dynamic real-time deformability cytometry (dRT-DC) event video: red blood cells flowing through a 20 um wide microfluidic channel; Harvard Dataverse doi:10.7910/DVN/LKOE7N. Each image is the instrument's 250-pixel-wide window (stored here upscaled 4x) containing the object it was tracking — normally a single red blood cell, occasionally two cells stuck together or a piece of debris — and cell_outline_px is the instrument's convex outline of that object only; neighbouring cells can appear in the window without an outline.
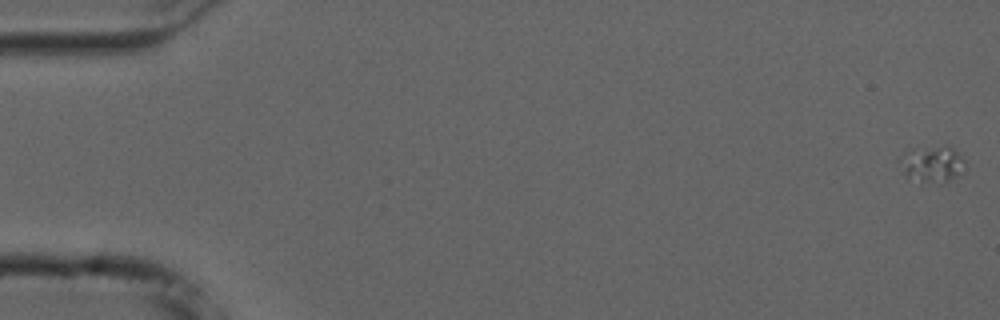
{"species": "common noctule bat (a hibernating species)", "species_latin": "Nyctalus noctula", "temperature_condition": "cold", "stored_images_in_passage": 42, "camera_frame_rate_fps": 3000, "um_per_image_px": 0.085, "animal": {"sex": "male", "forearm_length_mm": 52.5}, "frame": {"image": 1, "passage_image": 1, "time_ms": 0.0, "image_size_px": [1000, 320], "cell_outline_px": [[968, 168], [964, 172], [944, 184], [924, 180], [908, 176], [904, 172], [896, 160], [900, 156], [912, 148], [952, 148], [964, 160]], "centroid_in_image_um": [79.26, 13.96], "position_along_channel_um": 5.7, "area_um2": 13.53}}
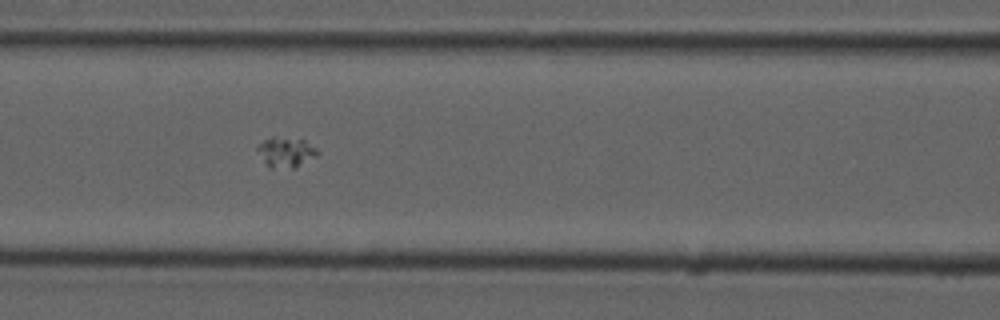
{"frame": {"image": 2, "passage_image": 24, "time_ms": 7.667, "image_size_px": [1000, 320], "cell_outline_px": [[320, 152], [316, 156], [296, 168], [268, 168], [256, 148], [264, 140], [272, 136], [304, 140], [316, 148]], "centroid_in_image_um": [24.31, 12.95], "position_along_channel_um": 142.3, "area_um2": 10.52}}
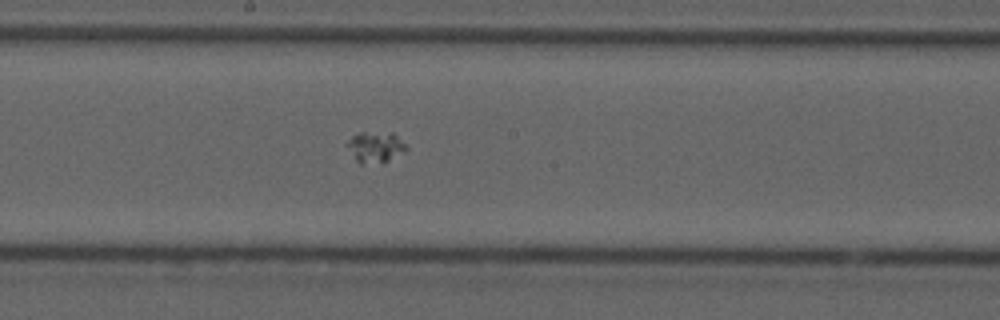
{"frame": {"image": 3, "passage_image": 30, "time_ms": 9.667, "image_size_px": [1000, 320], "cell_outline_px": [[408, 148], [404, 152], [384, 164], [360, 164], [356, 160], [344, 144], [352, 136], [360, 132], [392, 132]], "centroid_in_image_um": [31.88, 12.52], "position_along_channel_um": 216.3, "area_um2": 10.92}}